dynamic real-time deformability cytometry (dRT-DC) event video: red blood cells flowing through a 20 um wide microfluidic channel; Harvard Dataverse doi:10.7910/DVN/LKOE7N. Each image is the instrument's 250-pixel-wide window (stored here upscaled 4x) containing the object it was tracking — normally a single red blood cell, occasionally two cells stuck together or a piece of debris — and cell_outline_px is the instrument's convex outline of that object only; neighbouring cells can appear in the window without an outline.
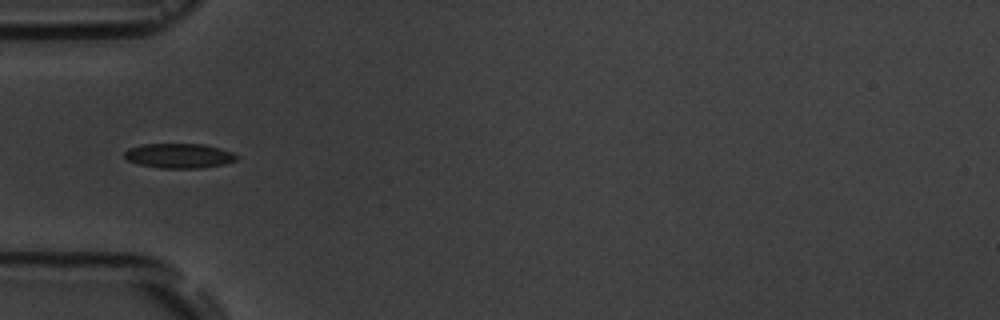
{"species": "common noctule bat (a hibernating species)", "species_latin": "Nyctalus noctula", "temperature_condition": "room temperature", "stored_images_in_passage": 7, "camera_frame_rate_fps": 3000, "um_per_image_px": 0.085, "animal": {"sex": "male", "body_mass_g": 19.5, "forearm_length_mm": 54.6}, "frame": {"image": 1, "passage_image": 6, "time_ms": 6.333, "image_size_px": [1000, 320], "cell_outline_px": [[240, 156], [236, 160], [224, 164], [200, 168], [160, 168], [140, 164], [128, 160], [124, 156], [124, 152], [128, 148], [144, 144], [204, 144], [220, 148], [232, 152]], "centroid_in_image_um": [15.24, 13.23], "position_along_channel_um": 69.8, "area_um2": 16.13}}
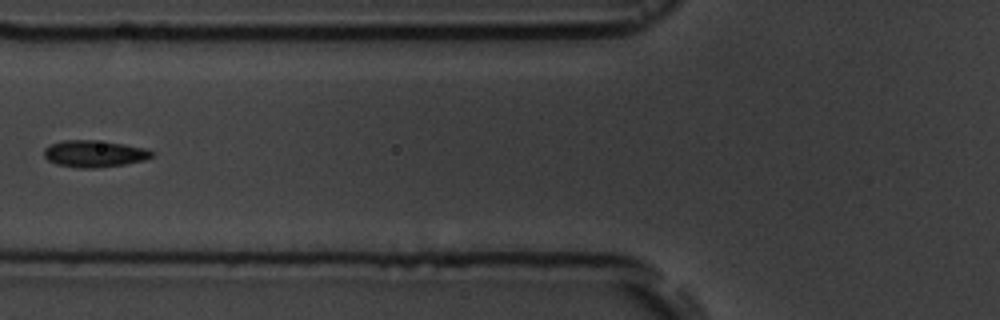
{"frame": {"image": 2, "passage_image": 7, "time_ms": 7.667, "image_size_px": [1000, 320], "cell_outline_px": [[156, 152], [152, 156], [144, 160], [124, 164], [96, 168], [80, 168], [56, 164], [48, 160], [44, 156], [44, 148], [52, 144], [64, 140], [92, 140], [124, 144], [148, 148]], "centroid_in_image_um": [8.04, 13.06], "position_along_channel_um": 117.8, "area_um2": 16.82}}